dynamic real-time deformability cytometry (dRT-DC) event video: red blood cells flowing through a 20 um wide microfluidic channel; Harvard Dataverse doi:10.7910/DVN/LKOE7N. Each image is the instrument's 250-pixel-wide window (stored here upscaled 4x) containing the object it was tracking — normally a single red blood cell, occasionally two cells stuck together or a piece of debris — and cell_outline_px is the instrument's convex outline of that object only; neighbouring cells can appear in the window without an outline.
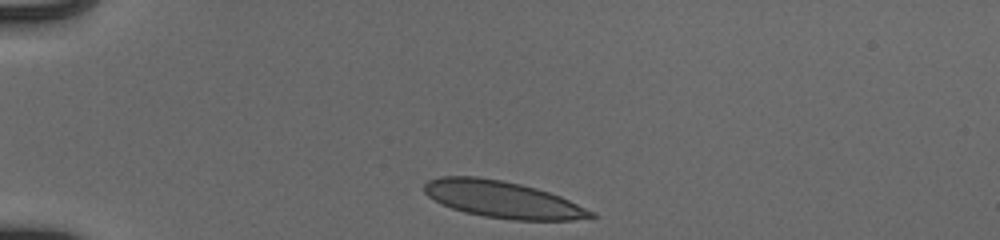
{"species": "human", "species_latin": "Homo sapiens", "temperature_condition": "cold", "stored_images_in_passage": 34, "camera_frame_rate_fps": 3000, "um_per_image_px": 0.085, "donor": {"sex": "male"}, "frame": {"image": 1, "passage_image": 1, "time_ms": 0.0, "image_size_px": [1000, 240], "cell_outline_px": [[596, 216], [572, 220], [512, 220], [484, 216], [464, 212], [440, 204], [428, 196], [424, 192], [424, 184], [428, 180], [440, 176], [476, 176], [500, 180], [520, 184], [536, 188], [560, 196], [596, 212]], "centroid_in_image_um": [42.7, 16.95], "position_along_channel_um": 42.3, "area_um2": 35.72}}
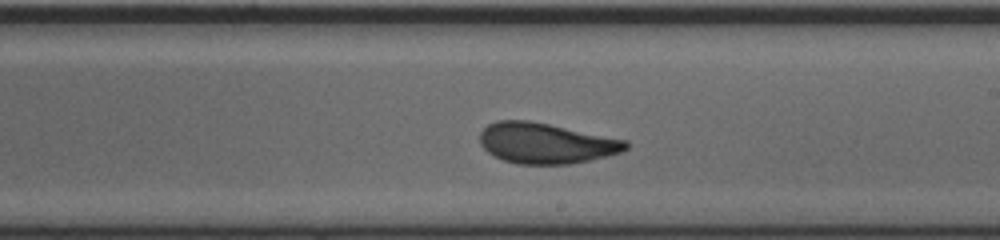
{"frame": {"image": 2, "passage_image": 20, "time_ms": 6.333, "image_size_px": [1000, 240], "cell_outline_px": [[628, 148], [624, 152], [608, 156], [568, 164], [516, 164], [492, 156], [480, 144], [480, 132], [488, 124], [496, 120], [528, 120], [628, 140]], "centroid_in_image_um": [46.4, 12.17], "position_along_channel_um": 242.6, "area_um2": 34.62}}
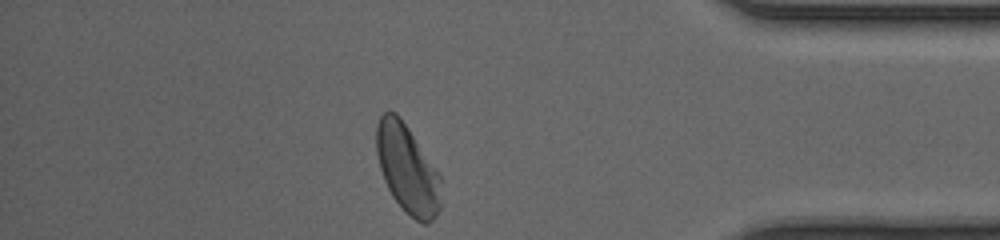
{"frame": {"image": 3, "passage_image": 34, "time_ms": 11.0, "image_size_px": [1000, 240], "cell_outline_px": [[440, 208], [436, 216], [428, 224], [424, 224], [416, 220], [404, 212], [392, 196], [384, 180], [380, 168], [376, 152], [376, 124], [380, 116], [384, 112], [396, 112], [408, 128], [440, 172]], "centroid_in_image_um": [34.63, 14.38], "position_along_channel_um": 400.6, "area_um2": 33.52}, "authors_computed_cell_mechanics": {"area_um2": 34.7378, "velocity_mm_per_s": 3.9222, "shape_relaxation_time_tau1_ms": 6.8127, "shape_relaxation_time_tau2_ms": null, "deformation_change_tau1": 0.1923, "deformation_change_tau2": null}}